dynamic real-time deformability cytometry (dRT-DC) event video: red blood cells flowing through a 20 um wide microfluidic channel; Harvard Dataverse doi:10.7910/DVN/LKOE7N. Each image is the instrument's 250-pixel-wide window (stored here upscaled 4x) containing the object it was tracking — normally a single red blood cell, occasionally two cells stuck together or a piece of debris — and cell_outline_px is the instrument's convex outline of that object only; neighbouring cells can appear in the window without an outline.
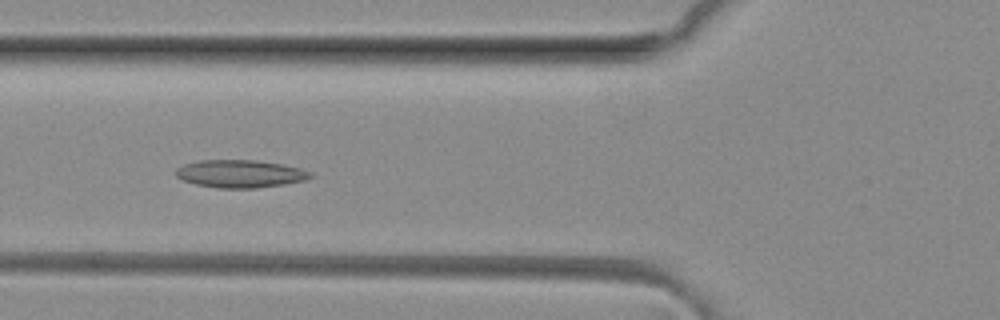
{"species": "common noctule bat (a hibernating species)", "species_latin": "Nyctalus noctula", "temperature_condition": "room temperature", "stored_images_in_passage": 49, "camera_frame_rate_fps": 3000, "um_per_image_px": 0.085, "animal": {"sex": "female", "body_mass_g": 29.2, "forearm_length_mm": 56.3}, "frame": {"image": 1, "passage_image": 18, "time_ms": 5.667, "image_size_px": [1000, 320], "cell_outline_px": [[312, 176], [304, 180], [284, 184], [256, 188], [216, 188], [196, 184], [184, 180], [176, 176], [176, 168], [184, 164], [196, 160], [256, 160], [280, 164], [300, 168], [312, 172]], "centroid_in_image_um": [20.39, 14.76], "position_along_channel_um": 105.4, "area_um2": 21.68}}
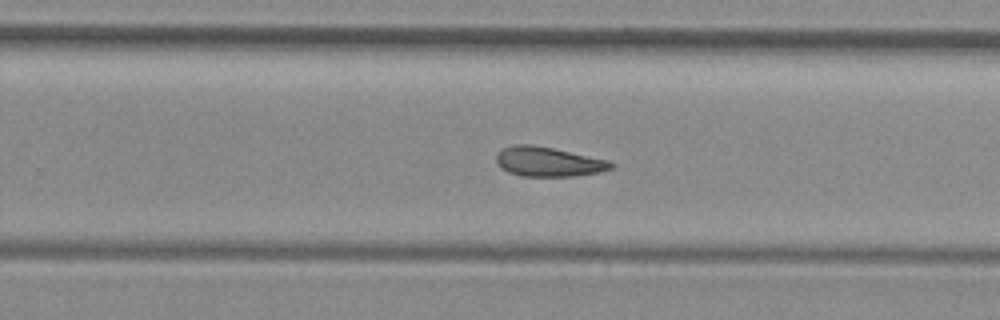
{"frame": {"image": 2, "passage_image": 31, "time_ms": 10.0, "image_size_px": [1000, 320], "cell_outline_px": [[616, 164], [612, 168], [600, 172], [576, 176], [520, 176], [508, 172], [500, 168], [496, 164], [496, 156], [504, 148], [512, 144], [532, 144], [552, 148], [608, 160]], "centroid_in_image_um": [46.59, 13.75], "position_along_channel_um": 283.2, "area_um2": 19.83}}
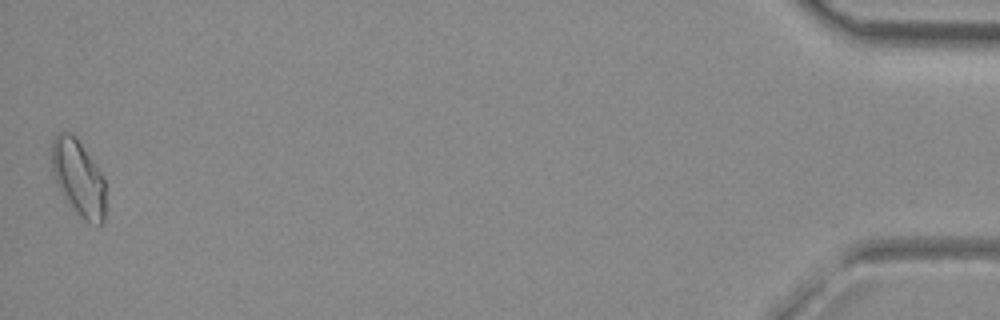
{"frame": {"image": 3, "passage_image": 49, "time_ms": 16.0, "image_size_px": [1000, 320], "cell_outline_px": [[104, 220], [100, 224], [88, 224], [76, 212], [60, 192], [52, 176], [52, 144], [56, 136], [60, 132], [72, 132], [104, 176]], "centroid_in_image_um": [6.65, 15.13], "position_along_channel_um": 428.5, "area_um2": 23.76}, "authors_computed_cell_mechanics": {"area_um2": 20.6346, "velocity_mm_per_s": 4.1019, "shape_relaxation_time_tau1_ms": null, "shape_relaxation_time_tau2_ms": 6.673, "deformation_change_tau1": null, "deformation_change_tau2": 0.1463}}